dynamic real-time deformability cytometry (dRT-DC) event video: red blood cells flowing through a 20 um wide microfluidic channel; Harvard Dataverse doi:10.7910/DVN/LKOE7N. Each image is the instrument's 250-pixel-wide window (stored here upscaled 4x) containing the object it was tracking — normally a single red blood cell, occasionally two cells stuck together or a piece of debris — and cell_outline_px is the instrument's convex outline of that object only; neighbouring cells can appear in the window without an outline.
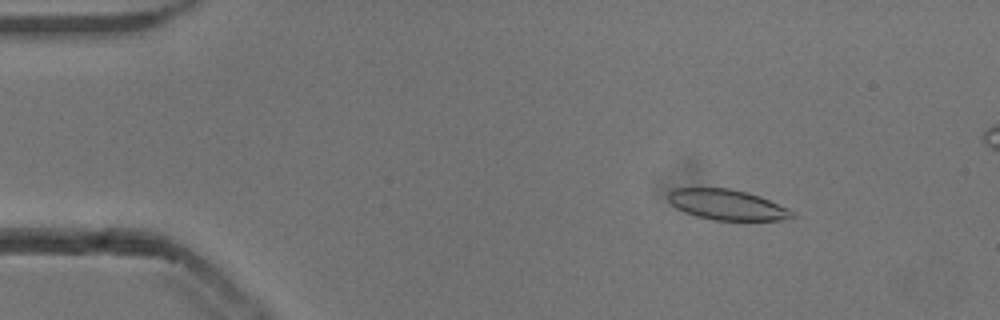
{"species": "common noctule bat (a hibernating species)", "species_latin": "Nyctalus noctula", "temperature_condition": "cold", "stored_images_in_passage": 35, "camera_frame_rate_fps": 3000, "um_per_image_px": 0.085, "animal": {"sex": "male", "body_mass_g": 13.3}, "frame": {"image": 1, "passage_image": 8, "time_ms": 2.333, "image_size_px": [1000, 320], "cell_outline_px": [[796, 216], [780, 220], [712, 220], [696, 216], [684, 212], [676, 208], [668, 200], [668, 192], [676, 188], [728, 188], [748, 192], [760, 196], [788, 208], [796, 212]], "centroid_in_image_um": [61.81, 17.4], "position_along_channel_um": 23.2, "area_um2": 22.08}}
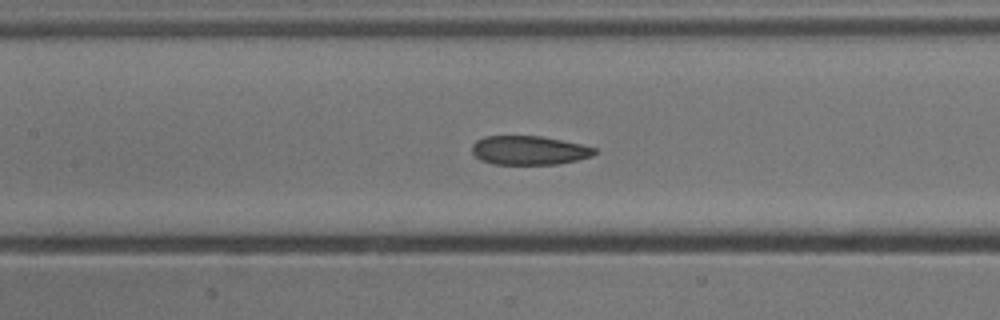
{"frame": {"image": 2, "passage_image": 25, "time_ms": 8.0, "image_size_px": [1000, 320], "cell_outline_px": [[596, 152], [592, 156], [576, 160], [556, 164], [492, 164], [480, 160], [472, 152], [472, 144], [476, 140], [484, 136], [540, 136], [580, 144], [596, 148]], "centroid_in_image_um": [44.93, 12.78], "position_along_channel_um": 162.5, "area_um2": 20.58}}
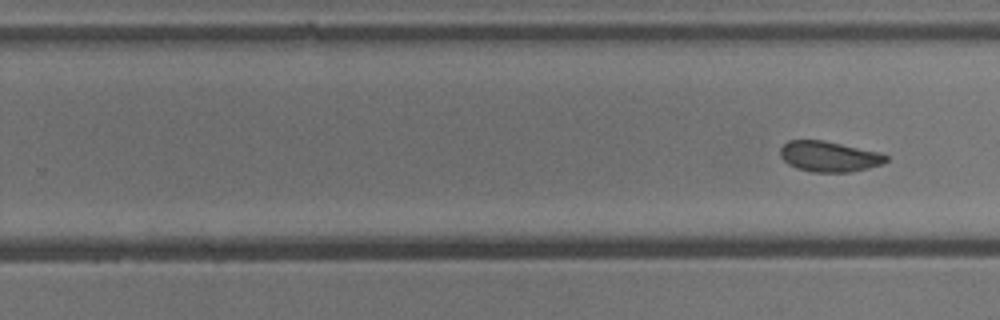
{"frame": {"image": 3, "passage_image": 35, "time_ms": 11.333, "image_size_px": [1000, 320], "cell_outline_px": [[888, 160], [884, 164], [852, 172], [812, 172], [796, 168], [788, 164], [780, 156], [780, 148], [788, 140], [824, 140], [880, 152], [888, 156]], "centroid_in_image_um": [70.49, 13.3], "position_along_channel_um": 259.3, "area_um2": 19.02}}